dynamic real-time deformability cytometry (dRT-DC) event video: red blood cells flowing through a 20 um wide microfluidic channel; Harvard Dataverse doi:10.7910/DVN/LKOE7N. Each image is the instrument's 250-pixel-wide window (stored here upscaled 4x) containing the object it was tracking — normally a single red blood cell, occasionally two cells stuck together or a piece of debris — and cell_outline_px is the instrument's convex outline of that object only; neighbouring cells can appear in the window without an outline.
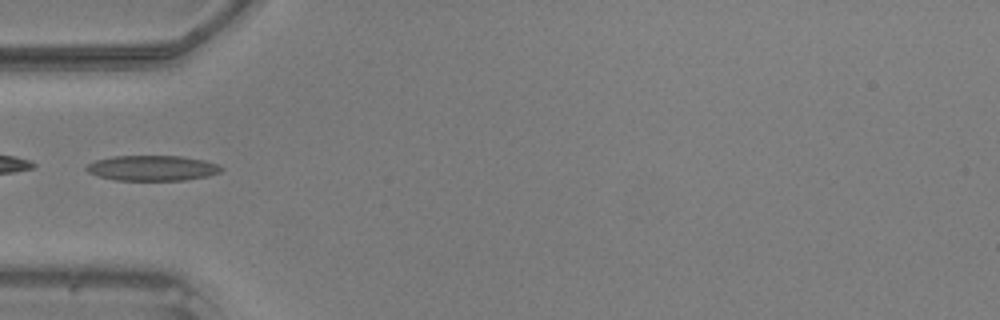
{"species": "common noctule bat (a hibernating species)", "species_latin": "Nyctalus noctula", "temperature_condition": "warm", "stored_images_in_passage": 31, "camera_frame_rate_fps": 3000, "um_per_image_px": 0.085, "animal": {"sex": "male", "body_mass_g": 20.5, "forearm_length_mm": 52.5}, "frame": {"image": 1, "passage_image": 1, "time_ms": 0.0, "image_size_px": [1000, 320], "cell_outline_px": [[224, 168], [220, 172], [208, 176], [184, 180], [116, 180], [100, 176], [88, 172], [84, 168], [88, 164], [96, 160], [112, 156], [180, 156], [204, 160], [216, 164]], "centroid_in_image_um": [12.95, 14.28], "position_along_channel_um": 72.1, "area_um2": 19.77}}
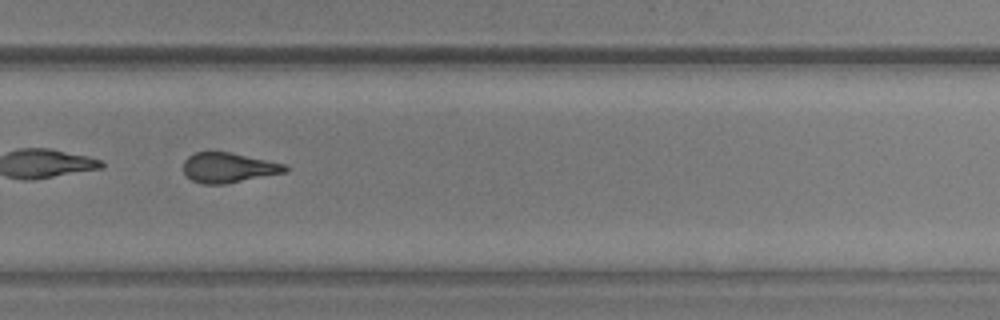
{"frame": {"image": 2, "passage_image": 18, "time_ms": 5.667, "image_size_px": [1000, 320], "cell_outline_px": [[288, 172], [224, 184], [204, 184], [192, 180], [184, 172], [184, 160], [188, 156], [196, 152], [232, 152], [288, 164]], "centroid_in_image_um": [19.48, 14.24], "position_along_channel_um": 310.3, "area_um2": 17.92}}